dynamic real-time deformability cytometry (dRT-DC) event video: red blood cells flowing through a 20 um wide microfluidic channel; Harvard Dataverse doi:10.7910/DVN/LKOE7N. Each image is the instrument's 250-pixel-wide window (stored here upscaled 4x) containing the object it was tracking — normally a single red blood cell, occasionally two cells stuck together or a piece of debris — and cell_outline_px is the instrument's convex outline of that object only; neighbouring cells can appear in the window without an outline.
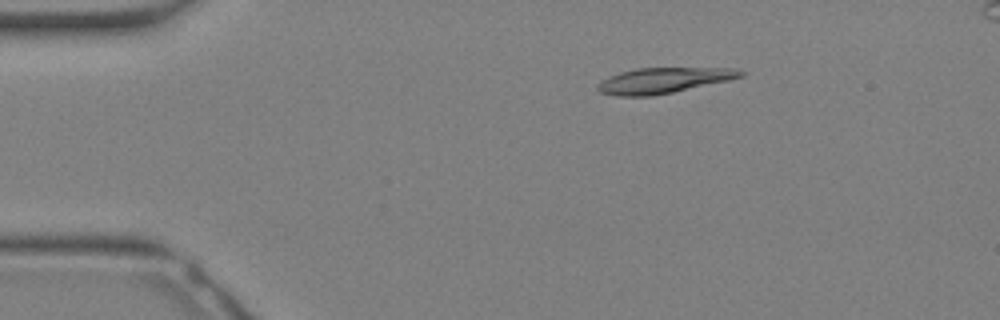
{"species": "Egyptian fruit bat (a non-hibernating species)", "species_latin": "Rousettus aegyptiacus", "temperature_condition": "warm", "stored_images_in_passage": 20, "camera_frame_rate_fps": 3000, "um_per_image_px": 0.085, "animal": {"sex": "female"}, "frame": {"image": 1, "passage_image": 4, "time_ms": 1.0, "image_size_px": [1000, 320], "cell_outline_px": [[744, 76], [728, 80], [672, 92], [652, 96], [616, 96], [600, 92], [596, 88], [596, 84], [620, 72], [636, 68], [736, 68], [744, 72]], "centroid_in_image_um": [56.39, 6.83], "position_along_channel_um": 28.6, "area_um2": 21.04}}
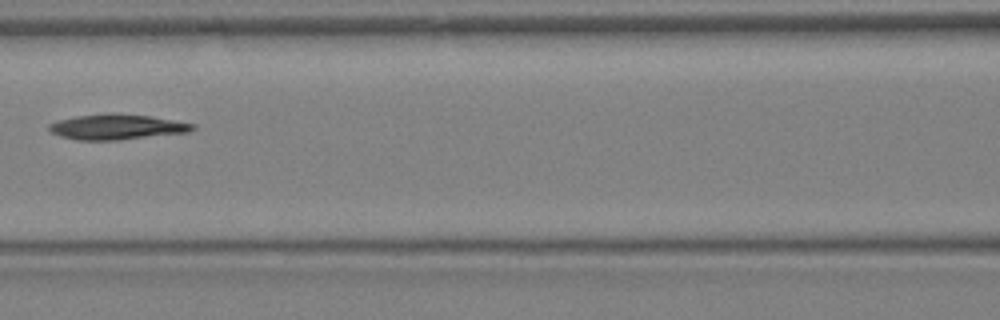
{"frame": {"image": 2, "passage_image": 13, "time_ms": 4.0, "image_size_px": [1000, 320], "cell_outline_px": [[196, 128], [188, 132], [120, 140], [76, 140], [60, 136], [52, 132], [48, 128], [48, 124], [56, 120], [76, 116], [112, 112], [152, 116], [196, 124]], "centroid_in_image_um": [9.93, 10.77], "position_along_channel_um": 156.7, "area_um2": 21.44}}
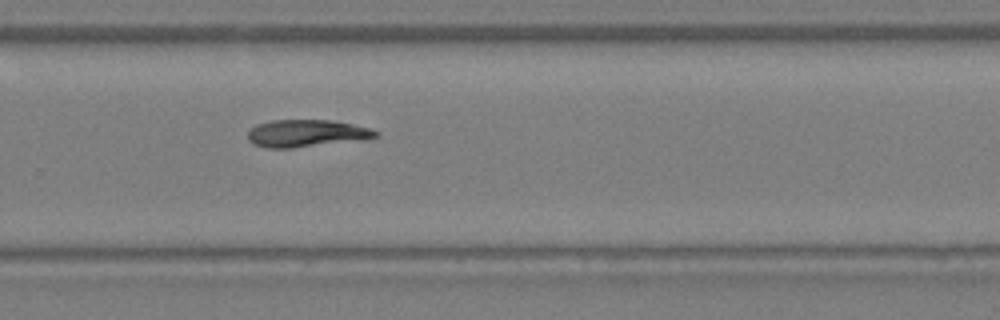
{"frame": {"image": 3, "passage_image": 20, "time_ms": 6.333, "image_size_px": [1000, 320], "cell_outline_px": [[380, 136], [368, 140], [292, 148], [264, 148], [252, 144], [248, 140], [248, 132], [256, 124], [272, 120], [332, 120], [352, 124], [368, 128], [380, 132]], "centroid_in_image_um": [26.09, 11.35], "position_along_channel_um": 303.7, "area_um2": 20.75}}